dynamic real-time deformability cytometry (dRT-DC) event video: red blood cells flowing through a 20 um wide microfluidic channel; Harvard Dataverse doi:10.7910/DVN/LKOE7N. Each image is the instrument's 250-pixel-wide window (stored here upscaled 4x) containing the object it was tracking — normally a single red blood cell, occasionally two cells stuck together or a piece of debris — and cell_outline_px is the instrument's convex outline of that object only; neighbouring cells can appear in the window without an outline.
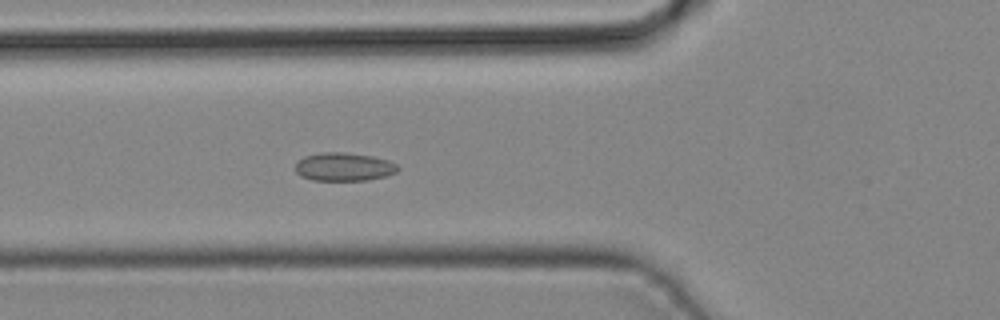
{"species": "common noctule bat (a hibernating species)", "species_latin": "Nyctalus noctula", "temperature_condition": "cold", "stored_images_in_passage": 43, "camera_frame_rate_fps": 3000, "um_per_image_px": 0.085, "animal": {"sex": "male", "body_mass_g": 19.2, "forearm_length_mm": 51.8}, "frame": {"image": 1, "passage_image": 16, "time_ms": 5.0, "image_size_px": [1000, 320], "cell_outline_px": [[400, 168], [396, 172], [384, 176], [368, 180], [312, 180], [300, 176], [296, 172], [296, 164], [304, 156], [320, 152], [344, 152], [372, 156], [388, 160], [396, 164]], "centroid_in_image_um": [29.22, 14.17], "position_along_channel_um": 96.6, "area_um2": 16.88}}
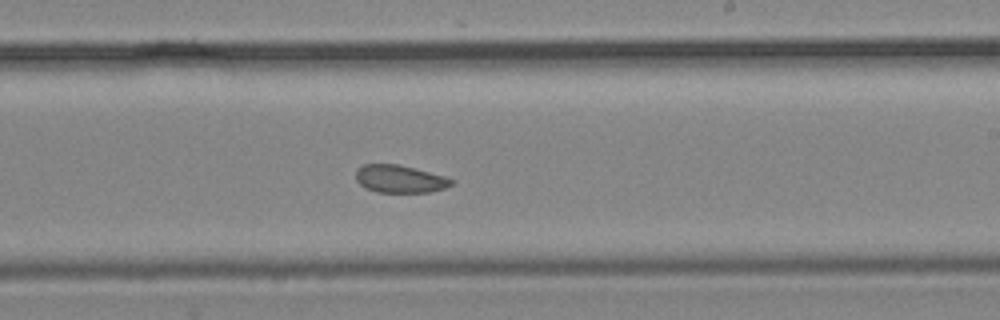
{"frame": {"image": 2, "passage_image": 26, "time_ms": 8.333, "image_size_px": [1000, 320], "cell_outline_px": [[452, 184], [444, 188], [428, 192], [376, 192], [364, 188], [356, 180], [356, 168], [364, 164], [396, 164], [444, 176], [452, 180]], "centroid_in_image_um": [33.91, 15.21], "position_along_channel_um": 255.1, "area_um2": 15.2}}
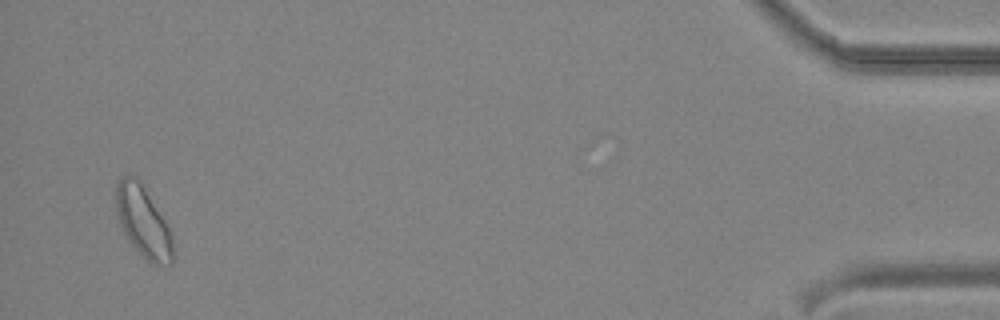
{"frame": {"image": 3, "passage_image": 42, "time_ms": 13.667, "image_size_px": [1000, 320], "cell_outline_px": [[172, 264], [152, 264], [132, 244], [124, 232], [120, 224], [116, 212], [116, 184], [124, 176], [136, 176], [144, 184], [172, 232]], "centroid_in_image_um": [12.18, 18.79], "position_along_channel_um": 423.0, "area_um2": 23.35}}